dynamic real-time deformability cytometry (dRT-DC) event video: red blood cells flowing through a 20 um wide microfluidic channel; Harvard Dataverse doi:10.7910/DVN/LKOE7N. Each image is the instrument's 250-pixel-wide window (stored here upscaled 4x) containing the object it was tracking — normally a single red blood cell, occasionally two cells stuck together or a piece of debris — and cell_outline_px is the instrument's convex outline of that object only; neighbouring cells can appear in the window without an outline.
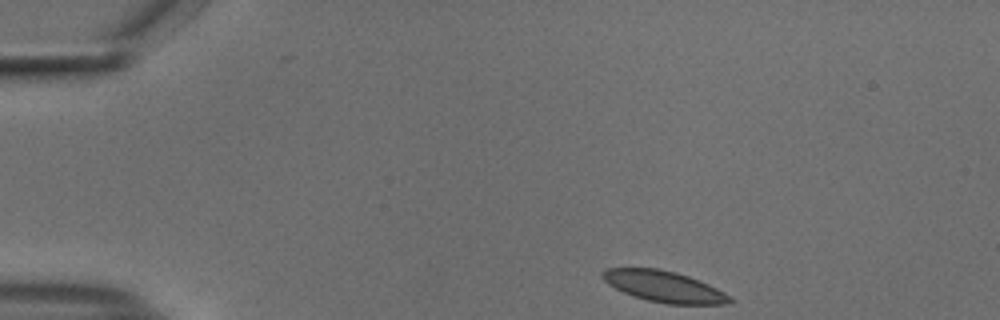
{"species": "common noctule bat (a hibernating species)", "species_latin": "Nyctalus noctula", "temperature_condition": "cold", "stored_images_in_passage": 47, "camera_frame_rate_fps": 3000, "um_per_image_px": 0.085, "animal": {"sex": "male", "body_mass_g": 18.8}, "frame": {"image": 1, "passage_image": 1, "time_ms": 0.0, "image_size_px": [1000, 320], "cell_outline_px": [[736, 300], [724, 304], [668, 304], [648, 300], [632, 296], [608, 284], [600, 276], [600, 272], [604, 268], [660, 268], [676, 272], [688, 276], [708, 284], [724, 292]], "centroid_in_image_um": [56.42, 24.34], "position_along_channel_um": 28.6, "area_um2": 23.12}}
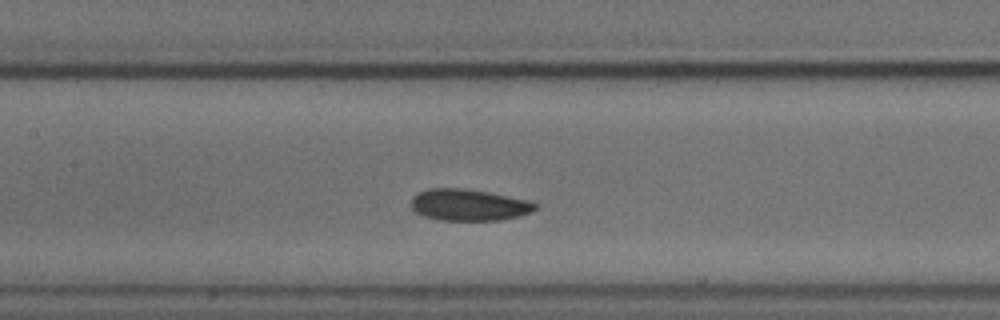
{"frame": {"image": 2, "passage_image": 18, "time_ms": 5.667, "image_size_px": [1000, 320], "cell_outline_px": [[540, 204], [532, 212], [500, 220], [440, 220], [424, 216], [416, 212], [412, 208], [412, 196], [416, 192], [428, 188], [460, 188], [488, 192], [532, 200]], "centroid_in_image_um": [39.87, 17.4], "position_along_channel_um": 167.5, "area_um2": 23.0}}
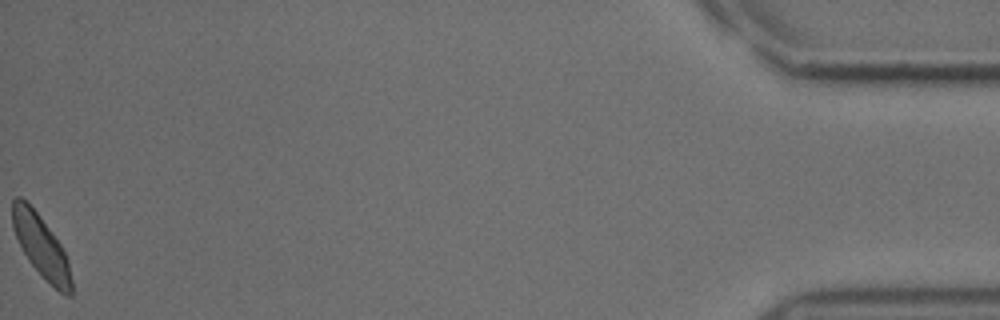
{"frame": {"image": 3, "passage_image": 47, "time_ms": 15.333, "image_size_px": [1000, 320], "cell_outline_px": [[72, 296], [64, 296], [28, 260], [12, 228], [12, 200], [16, 196], [20, 196], [40, 216], [60, 244], [68, 260], [72, 280]], "centroid_in_image_um": [3.5, 20.92], "position_along_channel_um": 431.7, "area_um2": 20.87}, "authors_computed_cell_mechanics": {"area_um2": 22.7732, "velocity_mm_per_s": 3.6759, "shape_relaxation_time_tau1_ms": null, "shape_relaxation_time_tau2_ms": 2.3529, "deformation_change_tau1": null, "deformation_change_tau2": 0.0599}}